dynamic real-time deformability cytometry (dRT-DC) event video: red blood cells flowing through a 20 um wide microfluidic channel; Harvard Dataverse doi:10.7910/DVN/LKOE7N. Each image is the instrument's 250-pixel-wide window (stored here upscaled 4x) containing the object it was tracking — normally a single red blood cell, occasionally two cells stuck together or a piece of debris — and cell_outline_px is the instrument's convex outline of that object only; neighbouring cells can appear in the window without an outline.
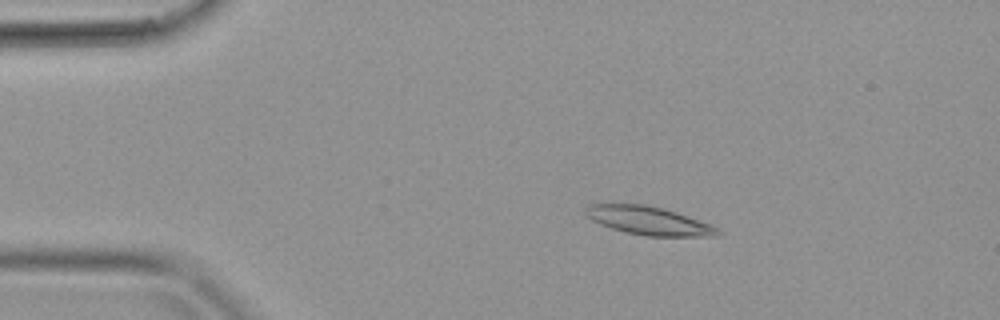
{"species": "common noctule bat (a hibernating species)", "species_latin": "Nyctalus noctula", "temperature_condition": "warm", "stored_images_in_passage": 40, "camera_frame_rate_fps": 3000, "um_per_image_px": 0.085, "animal": {"sex": "female", "body_mass_g": 19.9}, "frame": {"image": 1, "passage_image": 8, "time_ms": 2.333, "image_size_px": [1000, 320], "cell_outline_px": [[724, 236], [644, 236], [624, 232], [600, 224], [592, 220], [584, 212], [584, 208], [588, 204], [604, 200], [644, 204], [664, 208], [688, 216], [708, 224], [724, 232]], "centroid_in_image_um": [55.03, 18.71], "position_along_channel_um": 30.0, "area_um2": 22.72}}
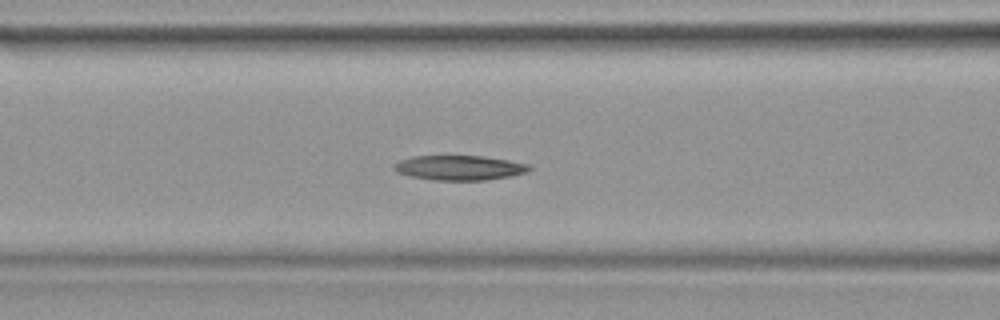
{"frame": {"image": 2, "passage_image": 17, "time_ms": 5.333, "image_size_px": [1000, 320], "cell_outline_px": [[532, 168], [528, 172], [512, 176], [484, 180], [436, 180], [408, 176], [396, 172], [392, 168], [400, 160], [412, 156], [484, 156], [532, 164]], "centroid_in_image_um": [39.09, 14.26], "position_along_channel_um": 127.5, "area_um2": 19.65}}
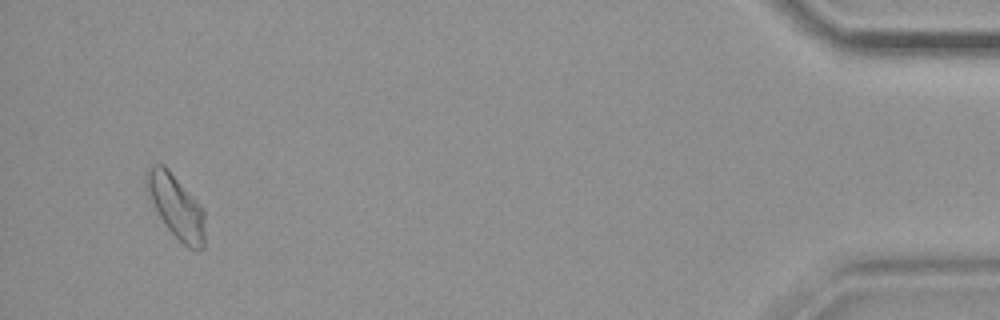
{"frame": {"image": 3, "passage_image": 39, "time_ms": 12.667, "image_size_px": [1000, 320], "cell_outline_px": [[204, 248], [188, 248], [164, 224], [144, 192], [144, 172], [152, 164], [164, 164], [168, 168], [196, 200], [204, 212]], "centroid_in_image_um": [14.88, 17.48], "position_along_channel_um": 420.3, "area_um2": 21.79}}